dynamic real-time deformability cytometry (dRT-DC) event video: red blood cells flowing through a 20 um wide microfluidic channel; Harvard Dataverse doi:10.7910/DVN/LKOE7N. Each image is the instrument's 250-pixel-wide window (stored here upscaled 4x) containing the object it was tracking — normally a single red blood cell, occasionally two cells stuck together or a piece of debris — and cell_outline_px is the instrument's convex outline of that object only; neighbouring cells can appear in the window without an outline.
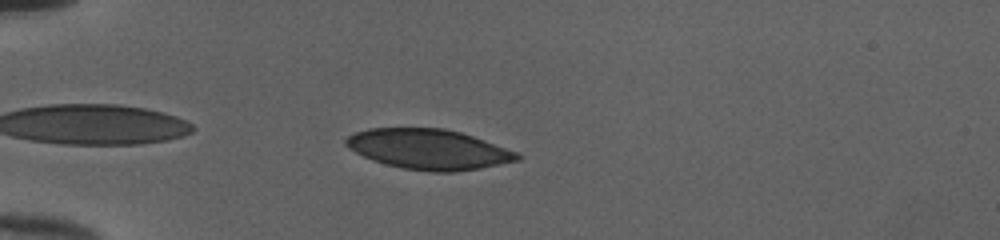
{"species": "human", "species_latin": "Homo sapiens", "temperature_condition": "cold", "stored_images_in_passage": 38, "camera_frame_rate_fps": 3000, "um_per_image_px": 0.085, "donor": {"sex": "female"}, "frame": {"image": 1, "passage_image": 2, "time_ms": 0.333, "image_size_px": [1000, 240], "cell_outline_px": [[520, 160], [480, 168], [456, 172], [432, 172], [400, 168], [384, 164], [372, 160], [348, 148], [344, 144], [344, 140], [348, 136], [356, 132], [368, 128], [444, 128], [460, 132], [484, 140], [516, 152], [520, 156]], "centroid_in_image_um": [36.4, 12.69], "position_along_channel_um": 48.6, "area_um2": 40.06}}
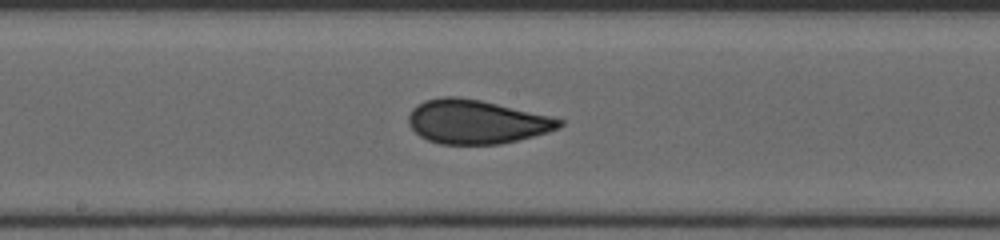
{"frame": {"image": 2, "passage_image": 16, "time_ms": 5.0, "image_size_px": [1000, 240], "cell_outline_px": [[564, 124], [560, 128], [548, 132], [500, 144], [440, 144], [428, 140], [420, 136], [408, 124], [408, 116], [412, 108], [416, 104], [424, 100], [440, 96], [456, 96], [480, 100], [548, 116], [564, 120]], "centroid_in_image_um": [40.45, 10.35], "position_along_channel_um": 207.8, "area_um2": 38.44}}
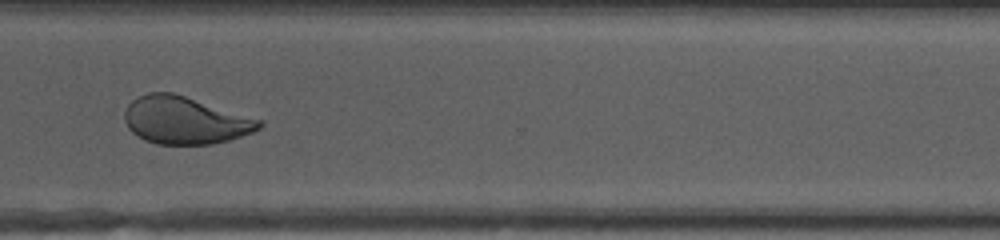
{"frame": {"image": 3, "passage_image": 27, "time_ms": 8.667, "image_size_px": [1000, 240], "cell_outline_px": [[264, 124], [260, 128], [252, 132], [232, 140], [212, 144], [156, 144], [144, 140], [132, 132], [128, 128], [124, 120], [124, 112], [128, 104], [132, 100], [148, 92], [172, 92], [264, 120]], "centroid_in_image_um": [15.74, 10.23], "position_along_channel_um": 354.9, "area_um2": 37.45}, "authors_computed_cell_mechanics": {"area_um2": 38.9283, "velocity_mm_per_s": 4.0212, "shape_relaxation_time_tau1_ms": 9.1915, "shape_relaxation_time_tau2_ms": 0.8737, "deformation_change_tau1": 0.212, "deformation_change_tau2": 0.047}}